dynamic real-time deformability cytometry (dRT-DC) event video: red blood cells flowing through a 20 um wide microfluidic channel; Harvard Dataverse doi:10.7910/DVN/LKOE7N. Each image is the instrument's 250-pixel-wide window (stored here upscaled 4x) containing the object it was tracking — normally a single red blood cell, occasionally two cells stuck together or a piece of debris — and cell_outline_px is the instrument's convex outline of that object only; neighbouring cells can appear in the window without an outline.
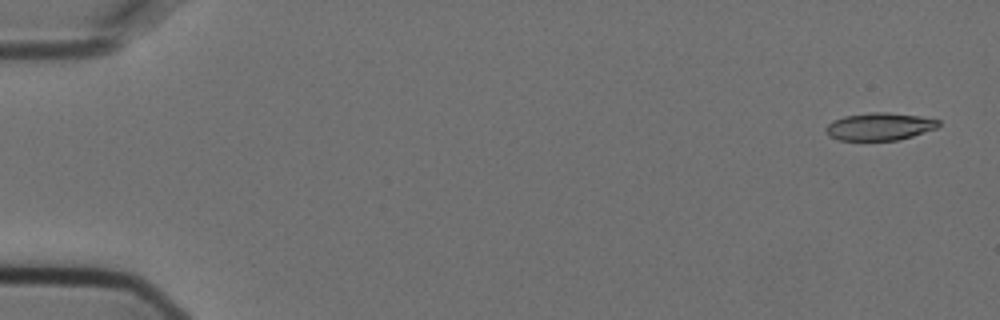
{"species": "Egyptian fruit bat (a non-hibernating species)", "species_latin": "Rousettus aegyptiacus", "temperature_condition": "cold", "stored_images_in_passage": 4, "camera_frame_rate_fps": 3000, "um_per_image_px": 0.085, "animal": {"sex": "female"}, "frame": {"image": 1, "passage_image": 1, "time_ms": 0.0, "image_size_px": [1000, 320], "cell_outline_px": [[940, 124], [936, 128], [900, 140], [840, 140], [828, 136], [824, 128], [828, 124], [844, 116], [868, 112], [888, 112], [920, 116], [940, 120]], "centroid_in_image_um": [74.76, 10.75], "position_along_channel_um": 10.2, "area_um2": 18.09}}
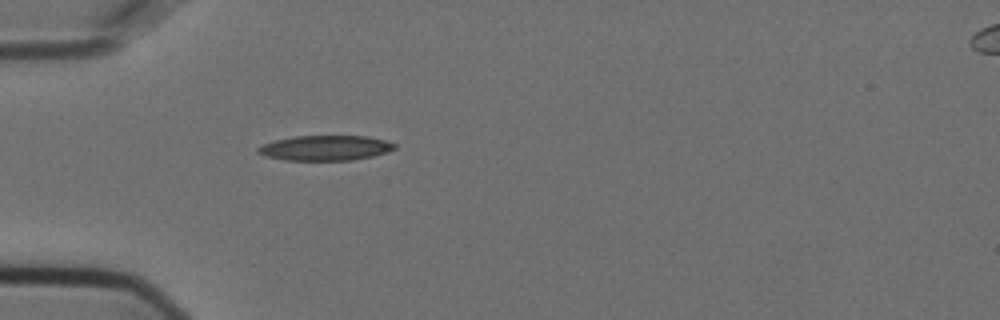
{"frame": {"image": 2, "passage_image": 4, "time_ms": 1.0, "image_size_px": [1000, 320], "cell_outline_px": [[396, 148], [372, 156], [352, 160], [284, 160], [264, 156], [256, 152], [256, 148], [264, 144], [276, 140], [296, 136], [368, 136], [384, 140], [396, 144]], "centroid_in_image_um": [27.62, 12.58], "position_along_channel_um": 57.4, "area_um2": 19.83}}